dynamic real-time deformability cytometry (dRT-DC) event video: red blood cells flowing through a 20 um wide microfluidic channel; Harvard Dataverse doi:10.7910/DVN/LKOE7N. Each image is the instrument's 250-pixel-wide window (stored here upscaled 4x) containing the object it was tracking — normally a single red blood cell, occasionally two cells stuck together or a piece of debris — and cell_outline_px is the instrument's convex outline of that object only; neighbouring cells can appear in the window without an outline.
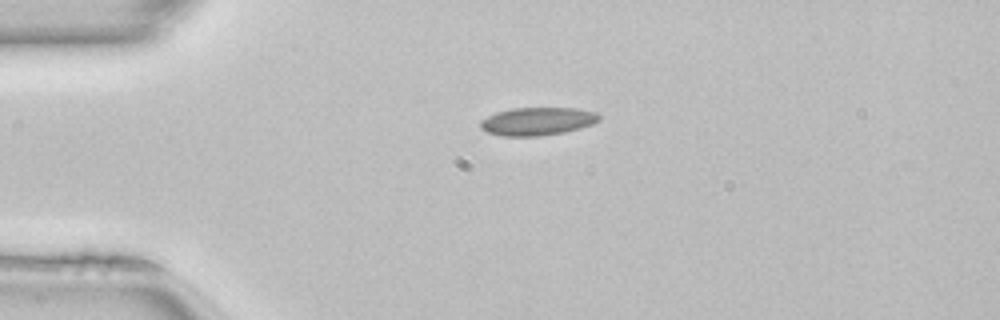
{"species": "common noctule bat (a hibernating species)", "species_latin": "Nyctalus noctula", "temperature_condition": "room temperature", "stored_images_in_passage": 39, "camera_frame_rate_fps": 3000, "um_per_image_px": 0.085, "animal": {"sex": "female", "body_mass_g": 22.7, "forearm_length_mm": 54.2}, "frame": {"image": 1, "passage_image": 1, "time_ms": 0.0, "image_size_px": [1000, 320], "cell_outline_px": [[600, 120], [592, 124], [580, 128], [564, 132], [540, 136], [504, 136], [488, 132], [480, 128], [480, 120], [496, 112], [512, 108], [576, 108], [596, 112], [600, 116]], "centroid_in_image_um": [45.68, 10.31], "position_along_channel_um": 39.3, "area_um2": 19.36}, "authors_computed_cell_mechanics": {"area_um2": 17.9758, "velocity_mm_per_s": 4.0985, "shape_relaxation_time_tau1_ms": 5.4373, "shape_relaxation_time_tau2_ms": 2.0096, "deformation_change_tau1": 0.1254, "deformation_change_tau2": 0.096}}